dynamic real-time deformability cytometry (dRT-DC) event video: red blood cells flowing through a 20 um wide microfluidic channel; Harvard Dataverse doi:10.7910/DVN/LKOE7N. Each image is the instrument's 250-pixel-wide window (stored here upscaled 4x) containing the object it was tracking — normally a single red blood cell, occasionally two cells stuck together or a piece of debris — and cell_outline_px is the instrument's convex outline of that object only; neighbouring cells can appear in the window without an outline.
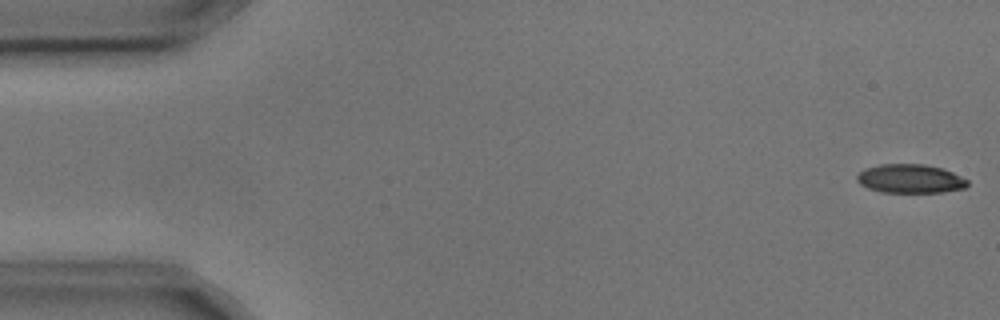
{"species": "common noctule bat (a hibernating species)", "species_latin": "Nyctalus noctula", "temperature_condition": "cold", "stored_images_in_passage": 6, "camera_frame_rate_fps": 3000, "um_per_image_px": 0.085, "animal": {"sex": "male", "body_mass_g": 17.9, "forearm_length_mm": 54.2}, "frame": {"image": 1, "passage_image": 1, "time_ms": 0.0, "image_size_px": [1000, 320], "cell_outline_px": [[968, 184], [964, 188], [944, 192], [880, 192], [868, 188], [860, 184], [856, 180], [856, 176], [864, 168], [880, 164], [924, 164], [944, 168], [968, 180]], "centroid_in_image_um": [77.35, 15.18], "position_along_channel_um": 7.6, "area_um2": 18.67}}